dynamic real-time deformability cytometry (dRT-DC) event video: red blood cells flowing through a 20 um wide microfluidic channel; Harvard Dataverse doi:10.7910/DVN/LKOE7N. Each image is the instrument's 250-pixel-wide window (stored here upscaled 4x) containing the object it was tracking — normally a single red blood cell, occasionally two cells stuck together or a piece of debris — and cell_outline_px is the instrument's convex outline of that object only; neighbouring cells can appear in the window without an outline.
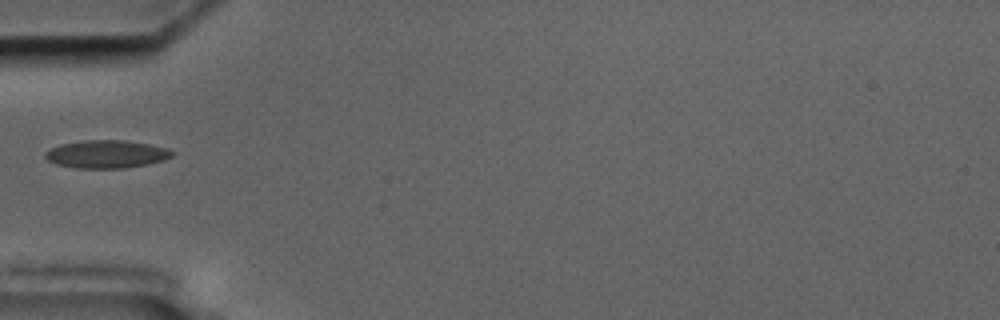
{"species": "common noctule bat (a hibernating species)", "species_latin": "Nyctalus noctula", "temperature_condition": "cold", "stored_images_in_passage": 39, "camera_frame_rate_fps": 3000, "um_per_image_px": 0.085, "animal": {"sex": "male", "body_mass_g": 17.5, "forearm_length_mm": 52.3}, "frame": {"image": 1, "passage_image": 1, "time_ms": 0.0, "image_size_px": [1000, 320], "cell_outline_px": [[176, 152], [172, 156], [164, 160], [148, 164], [124, 168], [76, 168], [56, 164], [48, 160], [44, 156], [44, 152], [60, 144], [80, 140], [124, 140], [148, 144], [168, 148]], "centroid_in_image_um": [9.06, 13.1], "position_along_channel_um": 75.9, "area_um2": 20.75}}
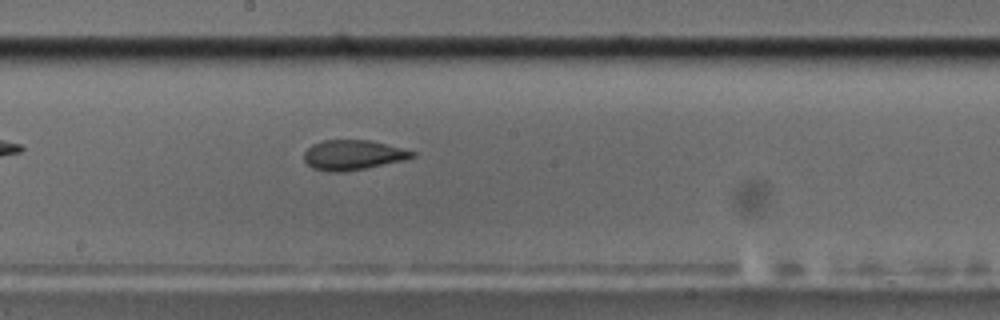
{"frame": {"image": 2, "passage_image": 13, "time_ms": 4.0, "image_size_px": [1000, 320], "cell_outline_px": [[416, 156], [404, 160], [344, 172], [328, 172], [312, 168], [304, 160], [304, 152], [312, 144], [324, 140], [372, 140], [416, 152]], "centroid_in_image_um": [29.99, 13.17], "position_along_channel_um": 218.2, "area_um2": 18.84}}
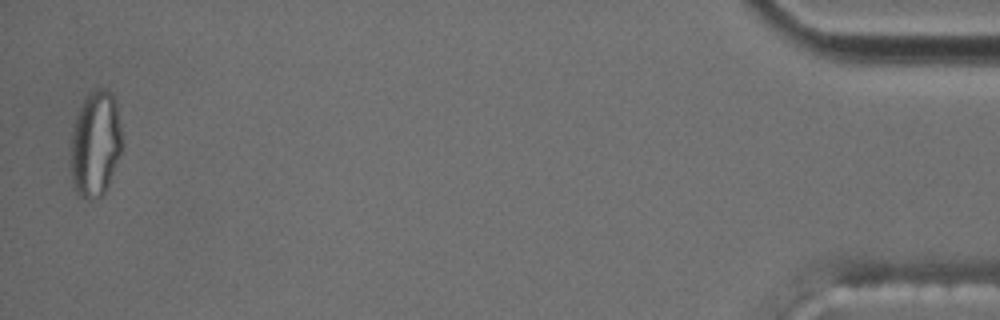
{"frame": {"image": 3, "passage_image": 38, "time_ms": 12.333, "image_size_px": [1000, 320], "cell_outline_px": [[124, 144], [108, 184], [104, 192], [100, 196], [88, 200], [80, 196], [76, 192], [72, 180], [68, 152], [72, 128], [76, 112], [84, 96], [88, 92], [96, 88], [108, 88], [112, 92], [116, 100]], "centroid_in_image_um": [8.08, 12.16], "position_along_channel_um": 427.1, "area_um2": 32.89}}